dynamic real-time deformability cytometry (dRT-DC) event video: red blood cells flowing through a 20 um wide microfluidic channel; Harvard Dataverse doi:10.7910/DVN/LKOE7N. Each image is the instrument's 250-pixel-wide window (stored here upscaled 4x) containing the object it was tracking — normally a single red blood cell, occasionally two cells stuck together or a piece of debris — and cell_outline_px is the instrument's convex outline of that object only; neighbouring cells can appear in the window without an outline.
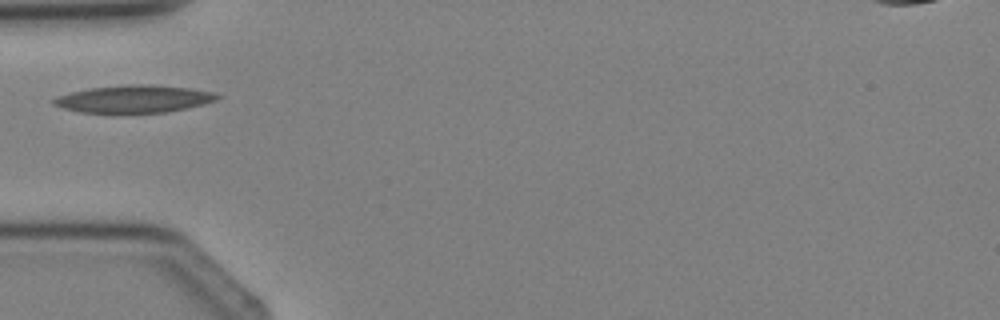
{"species": "Egyptian fruit bat (a non-hibernating species)", "species_latin": "Rousettus aegyptiacus", "temperature_condition": "cold", "stored_images_in_passage": 1, "camera_frame_rate_fps": 3000, "um_per_image_px": 0.085, "animal": {"sex": "female"}, "frame": {"image": 1, "passage_image": 1, "time_ms": 0.0, "image_size_px": [1000, 320], "cell_outline_px": [[220, 96], [216, 100], [168, 112], [80, 112], [64, 108], [52, 104], [52, 100], [56, 96], [72, 92], [92, 88], [128, 84], [144, 84], [188, 88], [216, 92]], "centroid_in_image_um": [11.37, 8.4], "position_along_channel_um": 73.6, "area_um2": 25.66}}